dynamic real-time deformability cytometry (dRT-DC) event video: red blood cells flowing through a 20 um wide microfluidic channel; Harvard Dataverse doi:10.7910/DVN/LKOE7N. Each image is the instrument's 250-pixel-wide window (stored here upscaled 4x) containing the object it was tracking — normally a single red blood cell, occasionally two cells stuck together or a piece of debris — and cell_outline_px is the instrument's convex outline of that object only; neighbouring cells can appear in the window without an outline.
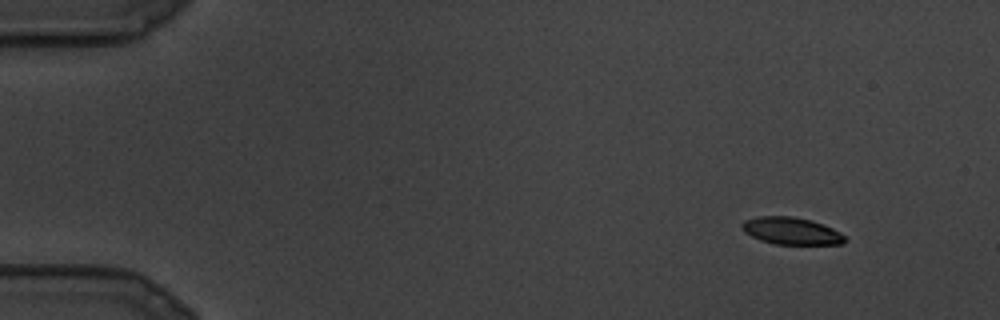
{"species": "common noctule bat (a hibernating species)", "species_latin": "Nyctalus noctula", "temperature_condition": "cold", "stored_images_in_passage": 12, "segment_of_instrument_passage": [1, 2], "camera_frame_rate_fps": 3000, "um_per_image_px": 0.085, "animal": {"sex": "male", "body_mass_g": 19.5, "forearm_length_mm": 54.6}, "frame": {"image": 1, "passage_image": 3, "time_ms": 0.667, "image_size_px": [1000, 320], "cell_outline_px": [[848, 240], [840, 244], [776, 244], [760, 240], [744, 232], [740, 228], [740, 224], [744, 220], [756, 216], [792, 216], [812, 220], [832, 228], [840, 232]], "centroid_in_image_um": [67.23, 19.62], "position_along_channel_um": 17.8, "area_um2": 16.42}}
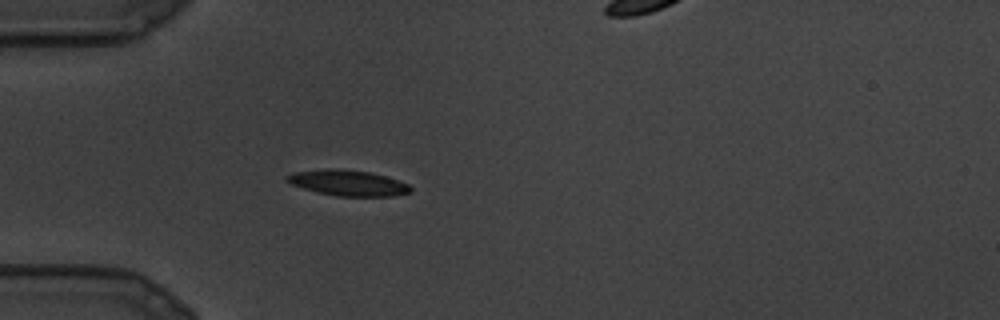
{"frame": {"image": 2, "passage_image": 9, "time_ms": 2.667, "image_size_px": [1000, 320], "cell_outline_px": [[412, 192], [392, 196], [336, 196], [316, 192], [292, 184], [284, 180], [284, 176], [292, 172], [328, 168], [336, 168], [368, 172], [384, 176], [408, 184], [412, 188]], "centroid_in_image_um": [29.52, 15.54], "position_along_channel_um": 55.5, "area_um2": 18.5}}
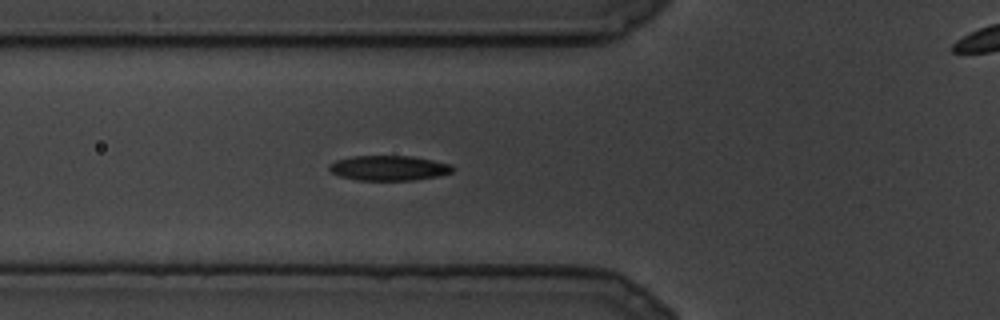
{"frame": {"image": 3, "passage_image": 11, "time_ms": 3.333, "image_size_px": [1000, 320], "cell_outline_px": [[452, 172], [440, 176], [412, 180], [356, 180], [340, 176], [332, 172], [328, 168], [328, 164], [336, 160], [352, 156], [412, 156], [452, 164]], "centroid_in_image_um": [33.04, 14.28], "position_along_channel_um": 92.8, "area_um2": 17.98}}